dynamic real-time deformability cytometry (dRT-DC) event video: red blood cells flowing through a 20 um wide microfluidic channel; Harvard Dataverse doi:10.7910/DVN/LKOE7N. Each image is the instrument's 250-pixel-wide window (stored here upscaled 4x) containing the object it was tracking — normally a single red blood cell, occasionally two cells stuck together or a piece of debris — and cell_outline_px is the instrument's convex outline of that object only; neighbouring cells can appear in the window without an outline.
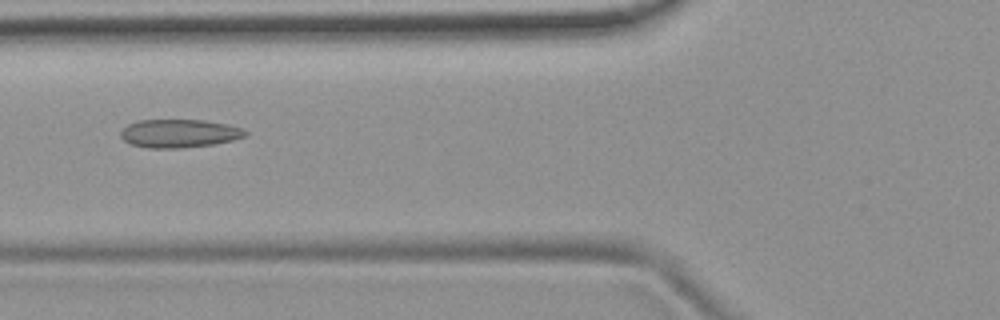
{"species": "common noctule bat (a hibernating species)", "species_latin": "Nyctalus noctula", "temperature_condition": "room temperature", "stored_images_in_passage": 6, "camera_frame_rate_fps": 3000, "um_per_image_px": 0.085, "animal": {"sex": "female", "body_mass_g": 19.9}, "frame": {"image": 1, "passage_image": 6, "time_ms": 1.667, "image_size_px": [1000, 320], "cell_outline_px": [[248, 132], [244, 136], [232, 140], [216, 144], [184, 148], [148, 148], [132, 144], [124, 140], [120, 136], [120, 132], [128, 124], [136, 120], [204, 120], [228, 124], [240, 128]], "centroid_in_image_um": [15.22, 11.34], "position_along_channel_um": 110.6, "area_um2": 20.58}}